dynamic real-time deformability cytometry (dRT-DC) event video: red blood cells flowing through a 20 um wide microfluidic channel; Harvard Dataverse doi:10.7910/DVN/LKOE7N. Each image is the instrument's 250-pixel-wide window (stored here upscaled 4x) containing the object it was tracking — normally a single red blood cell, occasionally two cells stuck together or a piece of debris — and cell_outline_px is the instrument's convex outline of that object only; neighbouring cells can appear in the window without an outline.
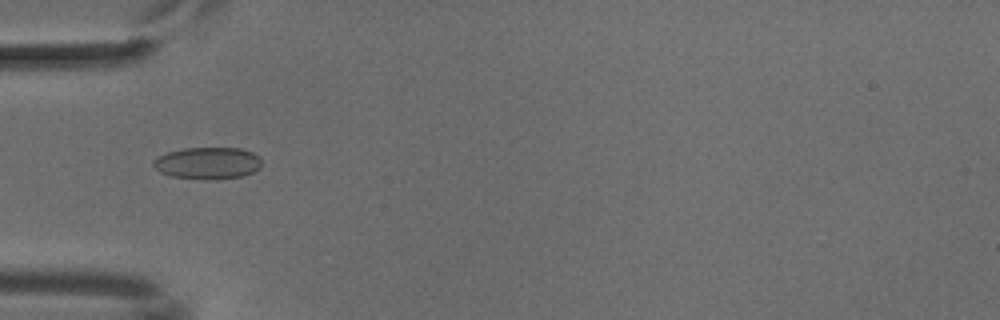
{"species": "common noctule bat (a hibernating species)", "species_latin": "Nyctalus noctula", "temperature_condition": "cold", "stored_images_in_passage": 41, "camera_frame_rate_fps": 3000, "um_per_image_px": 0.085, "animal": {"sex": "male", "body_mass_g": 18.8}, "frame": {"image": 1, "passage_image": 10, "time_ms": 3.0, "image_size_px": [1000, 320], "cell_outline_px": [[260, 168], [244, 176], [216, 180], [204, 180], [172, 176], [160, 172], [152, 164], [152, 160], [168, 152], [184, 148], [240, 148], [252, 152], [260, 156]], "centroid_in_image_um": [17.67, 13.87], "position_along_channel_um": 67.3, "area_um2": 20.29}}
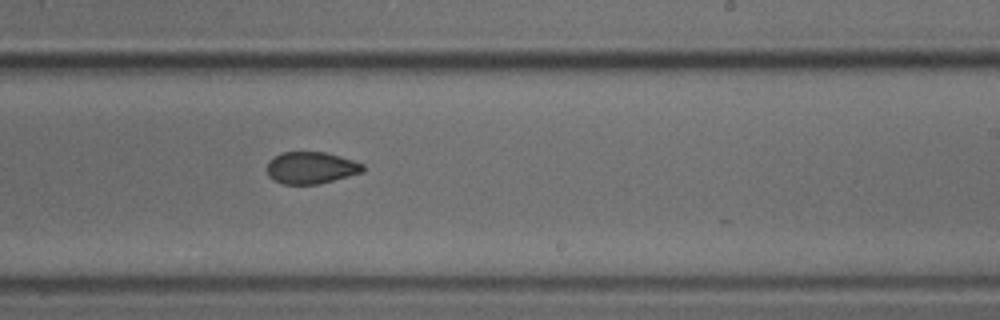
{"frame": {"image": 2, "passage_image": 25, "time_ms": 8.0, "image_size_px": [1000, 320], "cell_outline_px": [[364, 172], [316, 184], [284, 184], [268, 176], [268, 160], [272, 156], [280, 152], [324, 152], [340, 156], [364, 164]], "centroid_in_image_um": [26.42, 14.24], "position_along_channel_um": 262.6, "area_um2": 17.74}}
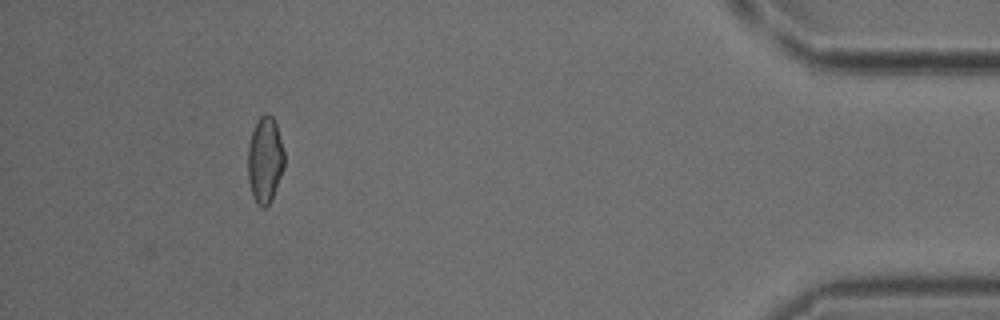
{"frame": {"image": 3, "passage_image": 41, "time_ms": 13.333, "image_size_px": [1000, 320], "cell_outline_px": [[284, 168], [272, 200], [264, 208], [252, 196], [248, 180], [248, 144], [256, 120], [264, 112], [268, 112], [272, 116], [276, 124], [284, 152]], "centroid_in_image_um": [22.52, 13.56], "position_along_channel_um": 412.7, "area_um2": 18.38}}